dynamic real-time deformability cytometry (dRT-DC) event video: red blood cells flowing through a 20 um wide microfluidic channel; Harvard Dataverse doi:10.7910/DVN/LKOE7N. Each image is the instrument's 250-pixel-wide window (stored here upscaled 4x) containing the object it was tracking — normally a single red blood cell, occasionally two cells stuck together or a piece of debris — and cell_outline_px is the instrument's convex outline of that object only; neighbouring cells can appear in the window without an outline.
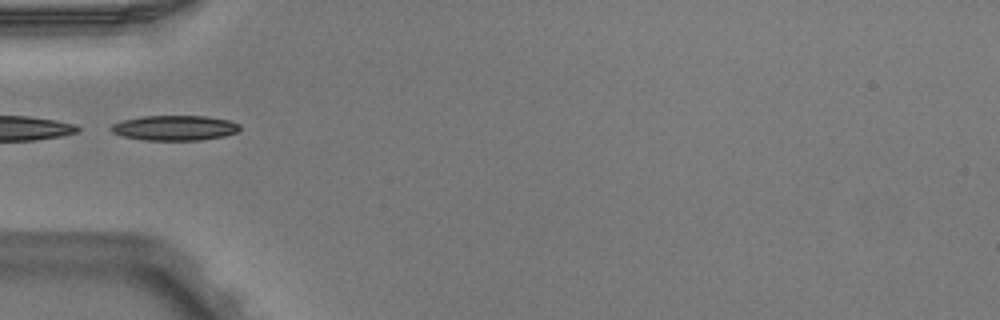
{"species": "Egyptian fruit bat (a non-hibernating species)", "species_latin": "Rousettus aegyptiacus", "temperature_condition": "warm", "stored_images_in_passage": 2, "camera_frame_rate_fps": 3000, "um_per_image_px": 0.085, "animal": {"sex": "male"}, "frame": {"image": 1, "passage_image": 2, "time_ms": 0.333, "image_size_px": [1000, 320], "cell_outline_px": [[240, 128], [236, 132], [224, 136], [200, 140], [144, 140], [124, 136], [112, 132], [108, 128], [112, 124], [124, 120], [144, 116], [204, 116], [228, 120], [240, 124]], "centroid_in_image_um": [14.84, 10.87], "position_along_channel_um": 70.2, "area_um2": 18.67}}